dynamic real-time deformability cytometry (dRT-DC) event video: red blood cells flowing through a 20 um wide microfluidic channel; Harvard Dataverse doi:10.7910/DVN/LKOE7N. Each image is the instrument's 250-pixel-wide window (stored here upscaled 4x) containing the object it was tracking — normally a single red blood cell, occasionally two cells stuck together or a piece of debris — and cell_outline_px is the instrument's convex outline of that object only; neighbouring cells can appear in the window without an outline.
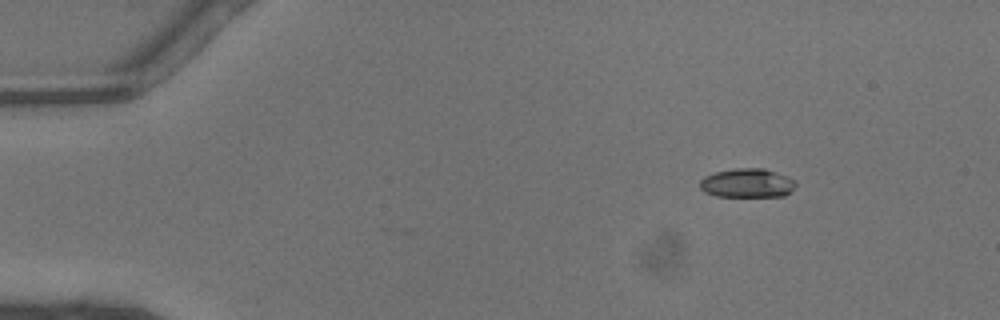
{"species": "common noctule bat (a hibernating species)", "species_latin": "Nyctalus noctula", "temperature_condition": "warm", "stored_images_in_passage": 42, "camera_frame_rate_fps": 3000, "um_per_image_px": 0.085, "animal": {"sex": "male", "body_mass_g": 13.3}, "frame": {"image": 1, "passage_image": 1, "time_ms": 0.0, "image_size_px": [1000, 320], "cell_outline_px": [[796, 184], [784, 196], [716, 196], [704, 192], [700, 188], [700, 180], [704, 176], [716, 172], [736, 168], [764, 168], [788, 176], [796, 180]], "centroid_in_image_um": [63.5, 15.55], "position_along_channel_um": 21.5, "area_um2": 16.18}}
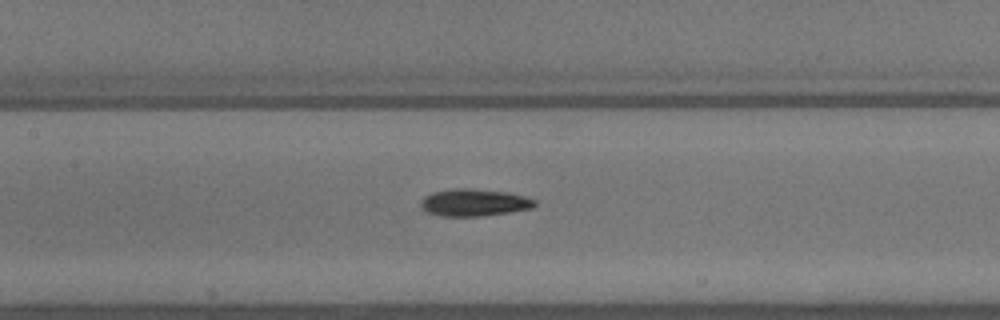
{"frame": {"image": 2, "passage_image": 17, "time_ms": 5.333, "image_size_px": [1000, 320], "cell_outline_px": [[536, 204], [532, 208], [508, 212], [480, 216], [440, 216], [428, 212], [420, 208], [420, 200], [424, 196], [432, 192], [452, 188], [468, 188], [508, 192], [524, 196], [536, 200]], "centroid_in_image_um": [40.26, 17.21], "position_along_channel_um": 167.1, "area_um2": 18.15}}
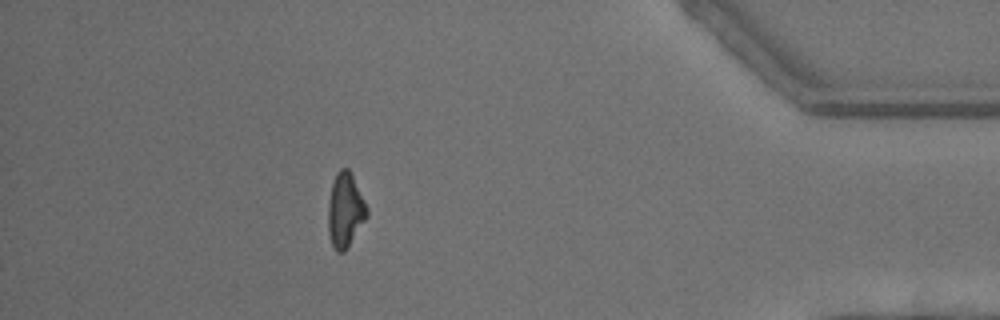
{"frame": {"image": 3, "passage_image": 36, "time_ms": 11.667, "image_size_px": [1000, 320], "cell_outline_px": [[368, 216], [344, 252], [336, 252], [332, 244], [328, 232], [328, 200], [332, 184], [336, 172], [340, 168], [348, 168], [368, 208]], "centroid_in_image_um": [29.33, 17.87], "position_along_channel_um": 405.9, "area_um2": 16.7}, "authors_computed_cell_mechanics": {"area_um2": 17.3111, "velocity_mm_per_s": 4.5149, "shape_relaxation_time_tau1_ms": 4.0339, "shape_relaxation_time_tau2_ms": 3.9656, "deformation_change_tau1": 0.1487, "deformation_change_tau2": 0.1252}}